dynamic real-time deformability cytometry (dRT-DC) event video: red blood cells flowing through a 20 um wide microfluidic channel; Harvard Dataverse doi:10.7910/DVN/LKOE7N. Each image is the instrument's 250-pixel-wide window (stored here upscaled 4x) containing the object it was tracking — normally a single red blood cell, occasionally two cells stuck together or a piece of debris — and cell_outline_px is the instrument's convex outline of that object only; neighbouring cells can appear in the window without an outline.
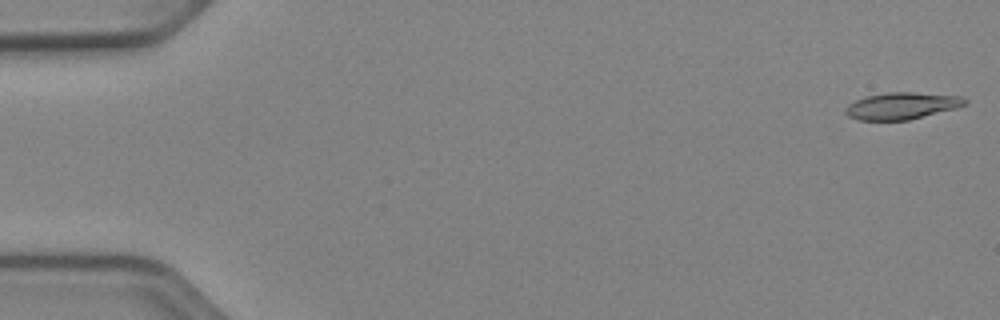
{"species": "Egyptian fruit bat (a non-hibernating species)", "species_latin": "Rousettus aegyptiacus", "temperature_condition": "cold", "stored_images_in_passage": 52, "camera_frame_rate_fps": 3000, "um_per_image_px": 0.085, "animal": {"sex": "female"}, "frame": {"image": 1, "passage_image": 1, "time_ms": 0.0, "image_size_px": [1000, 320], "cell_outline_px": [[968, 104], [956, 108], [908, 120], [856, 120], [848, 116], [844, 112], [844, 108], [848, 104], [856, 100], [868, 96], [888, 92], [912, 92], [964, 96], [968, 100]], "centroid_in_image_um": [76.67, 8.99], "position_along_channel_um": 8.3, "area_um2": 18.79}}
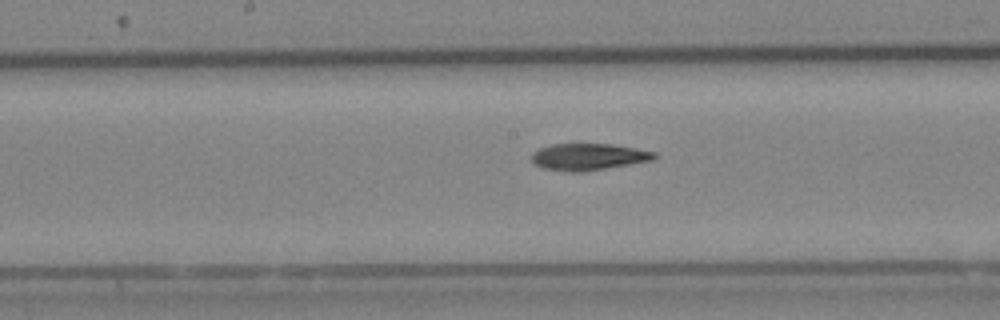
{"frame": {"image": 2, "passage_image": 27, "time_ms": 8.667, "image_size_px": [1000, 320], "cell_outline_px": [[660, 156], [652, 160], [580, 172], [572, 172], [544, 168], [532, 164], [532, 152], [540, 148], [552, 144], [612, 144], [636, 148], [656, 152]], "centroid_in_image_um": [50.02, 13.32], "position_along_channel_um": 198.2, "area_um2": 19.02}}
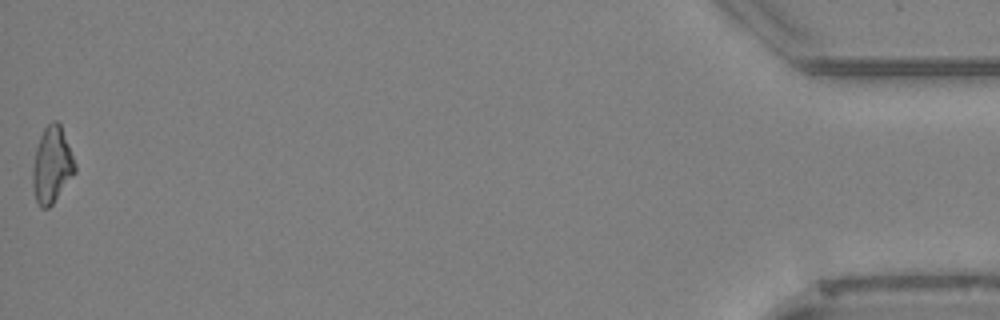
{"frame": {"image": 3, "passage_image": 52, "time_ms": 17.0, "image_size_px": [1000, 320], "cell_outline_px": [[76, 172], [52, 204], [48, 208], [40, 208], [36, 200], [32, 184], [32, 168], [36, 148], [40, 136], [44, 128], [52, 120], [56, 120], [60, 124], [76, 164]], "centroid_in_image_um": [4.4, 14.03], "position_along_channel_um": 430.8, "area_um2": 18.73}, "authors_computed_cell_mechanics": {"area_um2": 19.0162, "velocity_mm_per_s": 3.9182, "shape_relaxation_time_tau1_ms": 6.5794, "shape_relaxation_time_tau2_ms": null, "deformation_change_tau1": 0.162, "deformation_change_tau2": null}}